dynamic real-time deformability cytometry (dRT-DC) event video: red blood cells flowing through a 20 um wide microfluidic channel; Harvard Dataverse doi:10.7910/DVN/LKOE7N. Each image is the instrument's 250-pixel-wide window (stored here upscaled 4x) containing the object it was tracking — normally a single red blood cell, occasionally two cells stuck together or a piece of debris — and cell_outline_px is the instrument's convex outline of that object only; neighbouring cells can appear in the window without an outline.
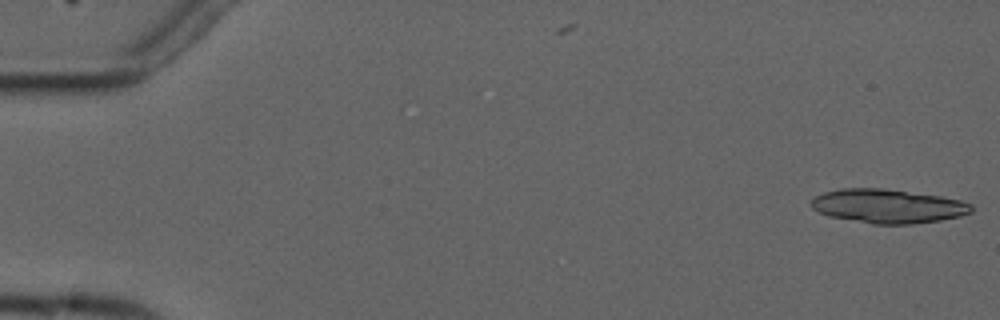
{"species": "common noctule bat (a hibernating species)", "species_latin": "Nyctalus noctula", "temperature_condition": "cold", "stored_images_in_passage": 6, "camera_frame_rate_fps": 3000, "um_per_image_px": 0.085, "animal": {"sex": "male", "forearm_length_mm": 52.5}, "frame": {"image": 1, "passage_image": 1, "time_ms": 0.0, "image_size_px": [1000, 320], "cell_outline_px": [[972, 212], [960, 216], [940, 220], [912, 224], [872, 224], [828, 216], [812, 208], [808, 204], [816, 196], [824, 192], [840, 188], [884, 188], [940, 196], [960, 200], [972, 204]], "centroid_in_image_um": [75.45, 17.52], "position_along_channel_um": 9.5, "area_um2": 31.79}}